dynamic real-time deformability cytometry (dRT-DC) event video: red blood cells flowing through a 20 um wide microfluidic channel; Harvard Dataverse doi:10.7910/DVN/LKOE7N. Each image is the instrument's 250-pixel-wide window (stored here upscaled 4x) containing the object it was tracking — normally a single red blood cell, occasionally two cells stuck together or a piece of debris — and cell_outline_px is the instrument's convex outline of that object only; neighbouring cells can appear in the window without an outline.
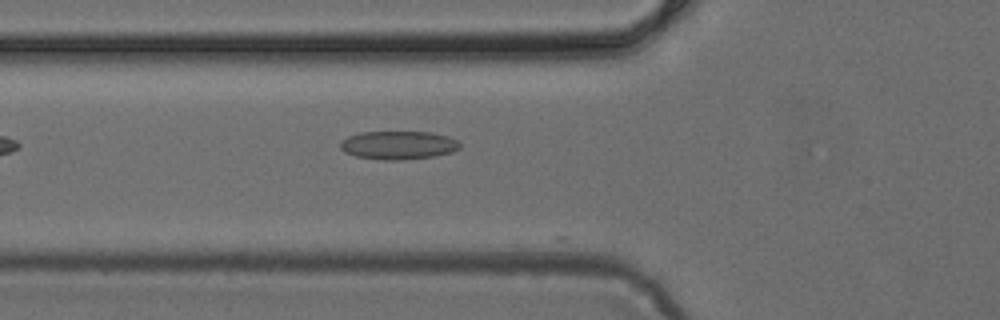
{"species": "common noctule bat (a hibernating species)", "species_latin": "Nyctalus noctula", "temperature_condition": "cold", "stored_images_in_passage": 33, "camera_frame_rate_fps": 3000, "um_per_image_px": 0.085, "animal": {"sex": "female", "body_mass_g": 24.6, "forearm_length_mm": 56.2}, "frame": {"image": 1, "passage_image": 2, "time_ms": 0.333, "image_size_px": [1000, 320], "cell_outline_px": [[460, 148], [452, 152], [436, 156], [400, 160], [384, 160], [356, 156], [344, 152], [340, 148], [340, 140], [348, 136], [360, 132], [428, 132], [448, 136], [456, 140], [460, 144]], "centroid_in_image_um": [33.84, 12.34], "position_along_channel_um": 92.0, "area_um2": 19.83}}
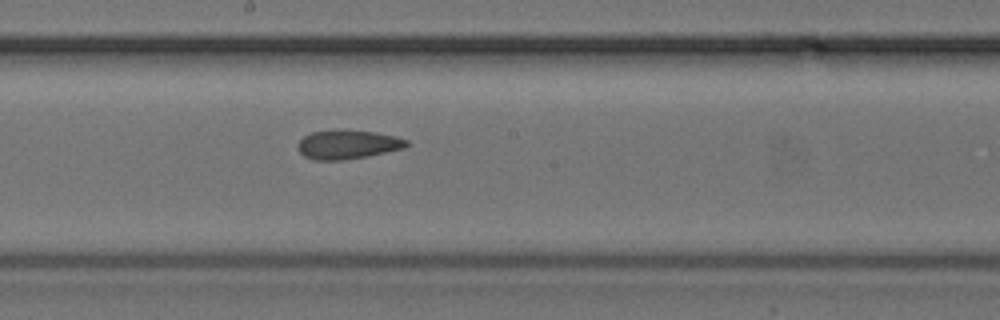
{"frame": {"image": 2, "passage_image": 11, "time_ms": 3.333, "image_size_px": [1000, 320], "cell_outline_px": [[408, 144], [404, 148], [368, 156], [344, 160], [312, 160], [304, 156], [296, 148], [296, 144], [304, 136], [312, 132], [336, 128], [344, 128], [376, 132], [396, 136], [408, 140]], "centroid_in_image_um": [29.52, 12.26], "position_along_channel_um": 218.7, "area_um2": 18.9}}
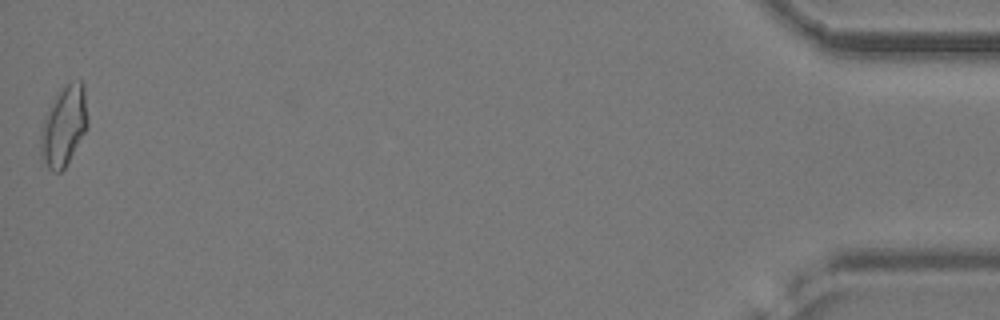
{"frame": {"image": 3, "passage_image": 33, "time_ms": 10.667, "image_size_px": [1000, 320], "cell_outline_px": [[88, 124], [84, 132], [64, 168], [60, 172], [52, 172], [48, 168], [40, 156], [40, 128], [44, 116], [56, 92], [60, 88], [72, 80], [80, 80], [84, 84], [88, 120]], "centroid_in_image_um": [5.4, 10.66], "position_along_channel_um": 429.8, "area_um2": 22.14}}